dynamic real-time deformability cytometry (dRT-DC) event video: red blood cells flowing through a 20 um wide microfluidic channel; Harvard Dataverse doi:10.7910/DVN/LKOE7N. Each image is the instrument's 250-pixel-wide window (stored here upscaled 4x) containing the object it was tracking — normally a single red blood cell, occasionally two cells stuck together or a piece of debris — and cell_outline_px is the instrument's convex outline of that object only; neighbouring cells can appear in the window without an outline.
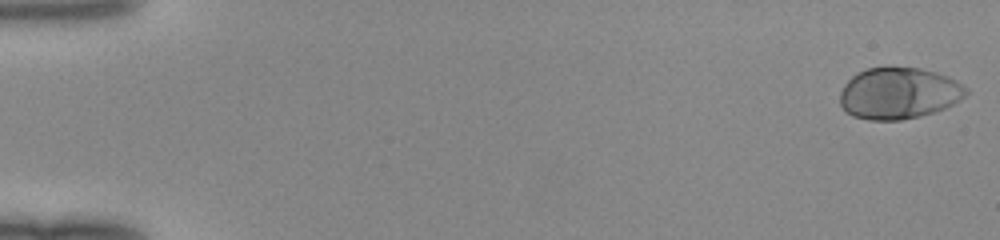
{"species": "human", "species_latin": "Homo sapiens", "temperature_condition": "room temperature", "stored_images_in_passage": 12, "camera_frame_rate_fps": 3000, "um_per_image_px": 0.085, "donor": {"sex": "female"}, "frame": {"image": 1, "passage_image": 1, "time_ms": 0.0, "image_size_px": [1000, 240], "cell_outline_px": [[968, 92], [960, 100], [936, 112], [920, 116], [900, 120], [868, 120], [852, 116], [844, 112], [840, 104], [840, 92], [844, 84], [856, 72], [868, 68], [920, 68], [936, 72], [948, 76], [956, 80], [968, 88]], "centroid_in_image_um": [76.38, 7.94], "position_along_channel_um": 8.6, "area_um2": 38.03}}